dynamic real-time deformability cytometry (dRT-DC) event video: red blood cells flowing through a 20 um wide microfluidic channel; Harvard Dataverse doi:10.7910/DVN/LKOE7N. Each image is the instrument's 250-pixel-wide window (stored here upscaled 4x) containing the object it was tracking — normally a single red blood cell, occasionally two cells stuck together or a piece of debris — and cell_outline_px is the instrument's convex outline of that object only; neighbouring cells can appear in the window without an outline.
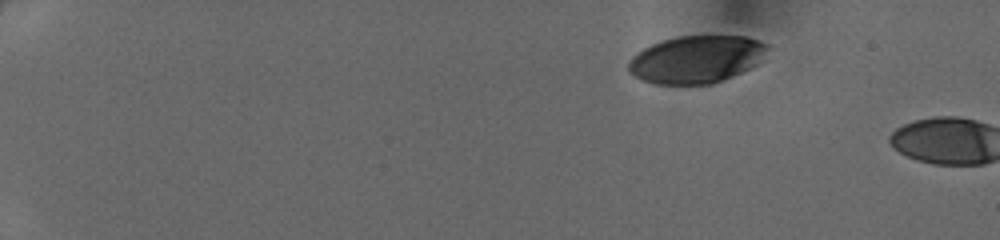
{"species": "human", "species_latin": "Homo sapiens", "temperature_condition": "cold", "stored_images_in_passage": 3, "camera_frame_rate_fps": 3000, "um_per_image_px": 0.085, "donor": {"sex": "female"}, "frame": {"image": 1, "passage_image": 1, "time_ms": 0.0, "image_size_px": [1000, 240], "cell_outline_px": [[772, 44], [764, 60], [760, 64], [732, 76], [712, 84], [656, 84], [640, 80], [628, 72], [628, 60], [636, 52], [652, 44], [676, 36], [748, 36]], "centroid_in_image_um": [59.25, 5.03], "position_along_channel_um": 25.8, "area_um2": 39.19}}